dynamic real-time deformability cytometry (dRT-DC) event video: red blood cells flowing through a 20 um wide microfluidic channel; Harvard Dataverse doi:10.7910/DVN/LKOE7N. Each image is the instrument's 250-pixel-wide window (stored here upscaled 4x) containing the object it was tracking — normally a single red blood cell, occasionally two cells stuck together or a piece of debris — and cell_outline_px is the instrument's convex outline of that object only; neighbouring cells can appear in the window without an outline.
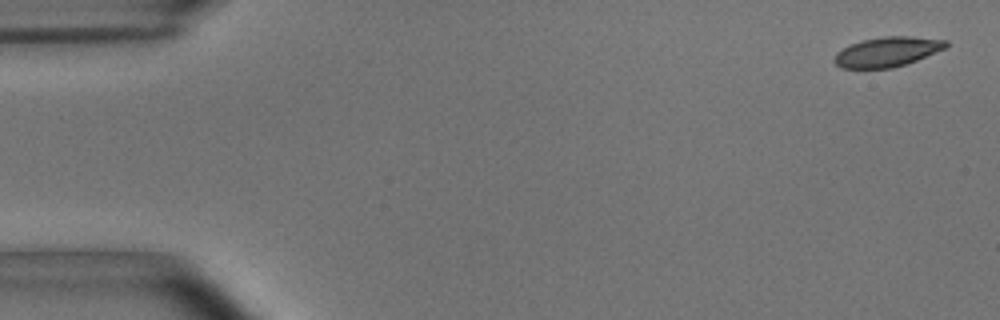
{"species": "common noctule bat (a hibernating species)", "species_latin": "Nyctalus noctula", "temperature_condition": "room temperature", "stored_images_in_passage": 8, "camera_frame_rate_fps": 3000, "um_per_image_px": 0.085, "animal": {"sex": "male", "body_mass_g": 15.6}, "frame": {"image": 1, "passage_image": 2, "time_ms": 0.333, "image_size_px": [1000, 320], "cell_outline_px": [[948, 48], [916, 60], [892, 68], [840, 68], [832, 60], [836, 52], [852, 44], [864, 40], [884, 36], [912, 36], [948, 40]], "centroid_in_image_um": [75.44, 4.4], "position_along_channel_um": 9.6, "area_um2": 19.36}}